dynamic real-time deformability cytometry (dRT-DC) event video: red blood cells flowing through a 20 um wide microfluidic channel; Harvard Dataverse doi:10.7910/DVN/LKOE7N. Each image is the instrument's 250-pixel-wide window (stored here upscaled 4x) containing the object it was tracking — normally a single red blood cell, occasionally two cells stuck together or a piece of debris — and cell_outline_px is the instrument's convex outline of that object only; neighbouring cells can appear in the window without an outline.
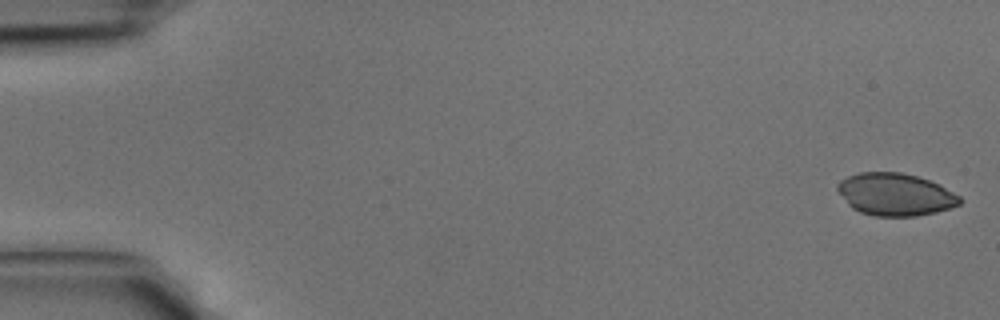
{"species": "common noctule bat (a hibernating species)", "species_latin": "Nyctalus noctula", "temperature_condition": "cold", "stored_images_in_passage": 41, "camera_frame_rate_fps": 3000, "um_per_image_px": 0.085, "animal": {"sex": "male", "body_mass_g": 15.6}, "frame": {"image": 1, "passage_image": 1, "time_ms": 0.0, "image_size_px": [1000, 320], "cell_outline_px": [[964, 200], [960, 204], [936, 212], [916, 216], [876, 216], [860, 212], [852, 208], [848, 204], [836, 188], [836, 184], [840, 180], [848, 176], [860, 172], [900, 172], [916, 176], [940, 184], [960, 196]], "centroid_in_image_um": [76.1, 16.52], "position_along_channel_um": 8.9, "area_um2": 30.23}}
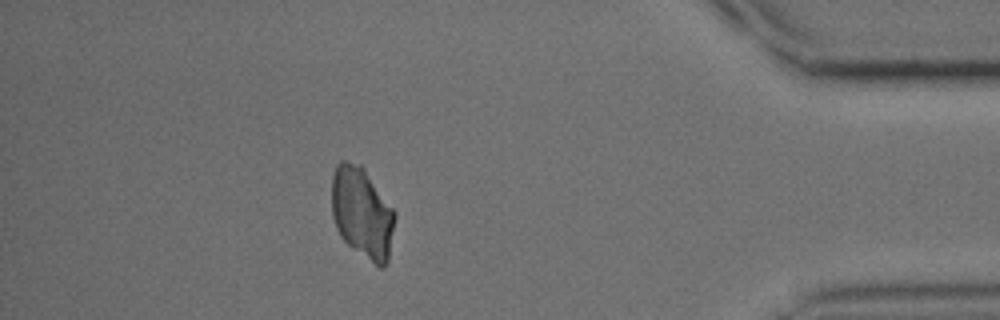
{"frame": {"image": 2, "passage_image": 37, "time_ms": 12.0, "image_size_px": [1000, 320], "cell_outline_px": [[396, 216], [388, 264], [384, 268], [380, 268], [352, 248], [340, 236], [336, 228], [332, 216], [332, 176], [336, 164], [340, 160], [348, 160], [360, 164], [364, 168], [396, 212]], "centroid_in_image_um": [30.79, 18.09], "position_along_channel_um": 404.4, "area_um2": 33.99}}